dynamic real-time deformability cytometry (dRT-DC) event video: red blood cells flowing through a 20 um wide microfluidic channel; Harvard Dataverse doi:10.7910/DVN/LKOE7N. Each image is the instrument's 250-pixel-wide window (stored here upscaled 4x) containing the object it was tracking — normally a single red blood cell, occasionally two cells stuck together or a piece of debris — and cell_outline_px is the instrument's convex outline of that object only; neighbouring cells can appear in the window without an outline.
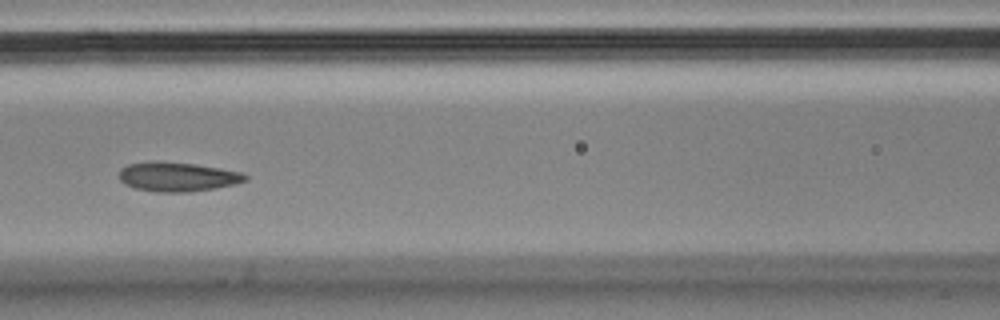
{"species": "Egyptian fruit bat (a non-hibernating species)", "species_latin": "Rousettus aegyptiacus", "temperature_condition": "cold", "stored_images_in_passage": 16, "camera_frame_rate_fps": 3000, "um_per_image_px": 0.085, "animal": {"sex": "male"}, "frame": {"image": 1, "passage_image": 10, "time_ms": 3.0, "image_size_px": [1000, 320], "cell_outline_px": [[248, 180], [236, 184], [216, 188], [188, 192], [152, 192], [136, 188], [124, 184], [120, 180], [120, 168], [128, 164], [156, 160], [192, 164], [240, 172], [248, 176]], "centroid_in_image_um": [15.06, 15.03], "position_along_channel_um": 151.5, "area_um2": 21.56}}